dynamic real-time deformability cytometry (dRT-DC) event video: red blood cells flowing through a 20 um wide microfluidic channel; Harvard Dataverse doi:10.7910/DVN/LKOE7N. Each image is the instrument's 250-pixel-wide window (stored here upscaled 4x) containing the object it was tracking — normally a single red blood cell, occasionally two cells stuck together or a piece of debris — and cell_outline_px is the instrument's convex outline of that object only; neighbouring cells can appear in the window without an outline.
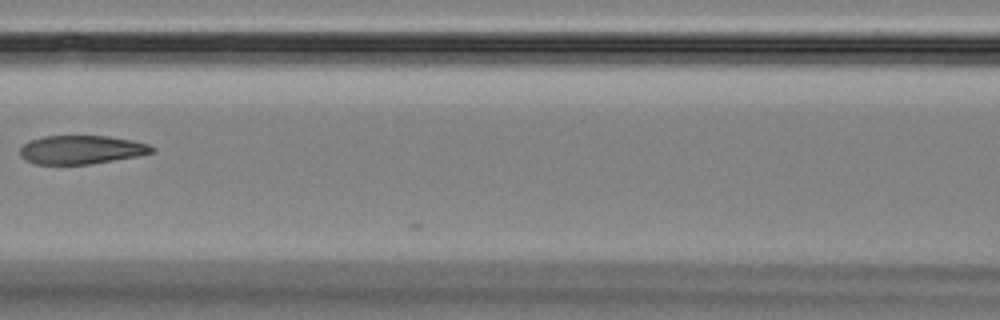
{"species": "Egyptian fruit bat (a non-hibernating species)", "species_latin": "Rousettus aegyptiacus", "temperature_condition": "room temperature", "stored_images_in_passage": 9, "camera_frame_rate_fps": 3000, "um_per_image_px": 0.085, "animal": {"sex": "female"}, "frame": {"image": 1, "passage_image": 8, "time_ms": 9.0, "image_size_px": [1000, 320], "cell_outline_px": [[156, 152], [140, 156], [88, 164], [36, 164], [24, 160], [20, 156], [20, 148], [28, 140], [44, 136], [108, 136], [132, 140], [148, 144], [156, 148]], "centroid_in_image_um": [6.93, 12.72], "position_along_channel_um": 159.7, "area_um2": 22.2}}
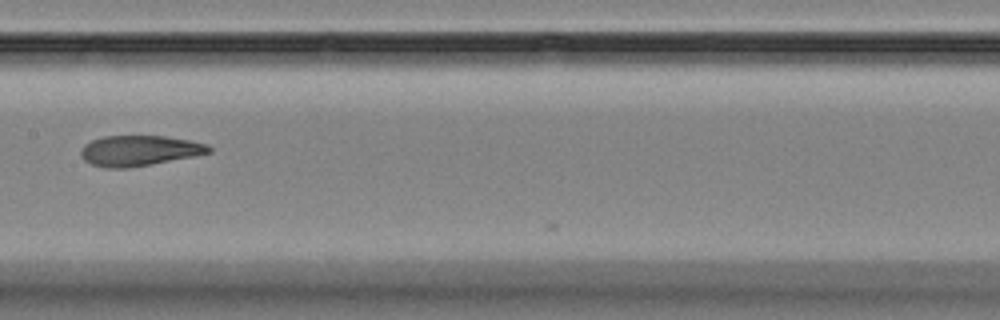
{"frame": {"image": 2, "passage_image": 9, "time_ms": 10.0, "image_size_px": [1000, 320], "cell_outline_px": [[212, 152], [196, 156], [128, 168], [104, 168], [92, 164], [84, 160], [80, 156], [80, 152], [84, 144], [92, 140], [104, 136], [164, 136], [188, 140], [208, 144], [212, 148]], "centroid_in_image_um": [11.84, 12.81], "position_along_channel_um": 195.6, "area_um2": 22.77}}